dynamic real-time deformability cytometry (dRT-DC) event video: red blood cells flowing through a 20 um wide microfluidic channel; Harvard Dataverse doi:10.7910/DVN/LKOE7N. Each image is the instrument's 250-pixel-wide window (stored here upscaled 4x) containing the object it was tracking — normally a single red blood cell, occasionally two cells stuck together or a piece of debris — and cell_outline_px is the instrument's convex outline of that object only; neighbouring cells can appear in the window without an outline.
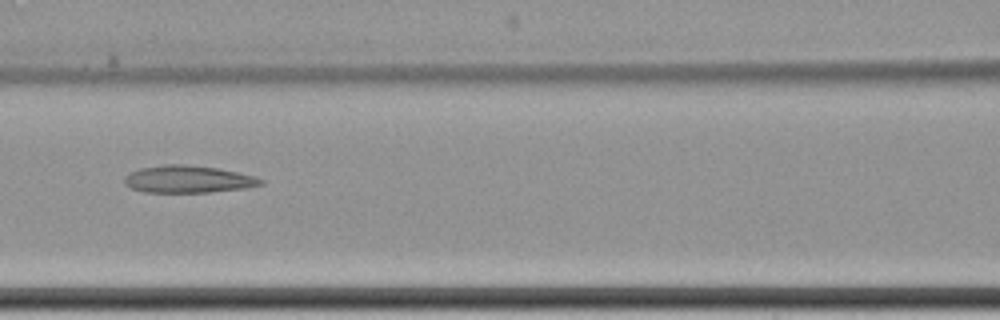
{"species": "common noctule bat (a hibernating species)", "species_latin": "Nyctalus noctula", "temperature_condition": "cold", "stored_images_in_passage": 9, "camera_frame_rate_fps": 3000, "um_per_image_px": 0.085, "animal": {"sex": "female", "body_mass_g": 22.7, "forearm_length_mm": 54.2}, "frame": {"image": 1, "passage_image": 9, "time_ms": 10.0, "image_size_px": [1000, 320], "cell_outline_px": [[264, 184], [244, 188], [208, 192], [144, 192], [132, 188], [124, 184], [124, 176], [140, 168], [164, 164], [184, 164], [216, 168], [256, 176], [264, 180]], "centroid_in_image_um": [15.98, 15.23], "position_along_channel_um": 150.6, "area_um2": 21.56}}